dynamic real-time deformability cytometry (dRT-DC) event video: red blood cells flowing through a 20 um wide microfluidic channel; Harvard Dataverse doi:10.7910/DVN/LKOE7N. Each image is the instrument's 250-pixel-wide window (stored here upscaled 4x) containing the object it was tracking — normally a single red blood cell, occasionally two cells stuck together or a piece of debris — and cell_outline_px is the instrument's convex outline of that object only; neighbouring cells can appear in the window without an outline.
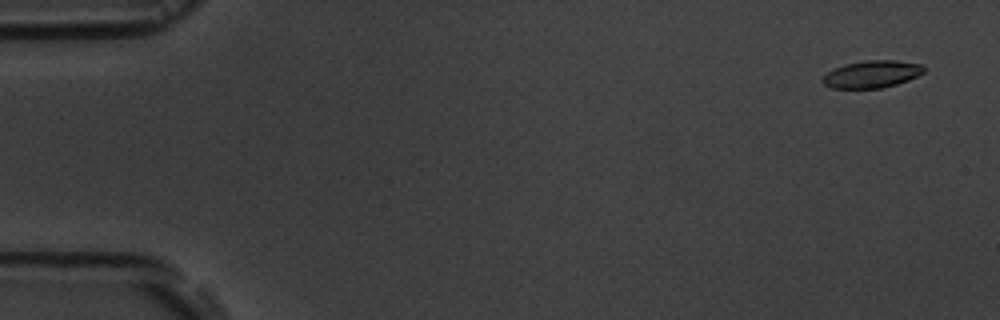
{"species": "common noctule bat (a hibernating species)", "species_latin": "Nyctalus noctula", "temperature_condition": "room temperature", "stored_images_in_passage": 4, "camera_frame_rate_fps": 3000, "um_per_image_px": 0.085, "animal": {"sex": "male", "body_mass_g": 19.5, "forearm_length_mm": 54.6}, "frame": {"image": 1, "passage_image": 1, "time_ms": 0.0, "image_size_px": [1000, 320], "cell_outline_px": [[924, 72], [908, 80], [896, 84], [880, 88], [832, 88], [824, 84], [820, 80], [828, 72], [844, 64], [864, 60], [896, 60], [920, 64], [924, 68]], "centroid_in_image_um": [74.09, 6.3], "position_along_channel_um": 10.9, "area_um2": 15.95}}